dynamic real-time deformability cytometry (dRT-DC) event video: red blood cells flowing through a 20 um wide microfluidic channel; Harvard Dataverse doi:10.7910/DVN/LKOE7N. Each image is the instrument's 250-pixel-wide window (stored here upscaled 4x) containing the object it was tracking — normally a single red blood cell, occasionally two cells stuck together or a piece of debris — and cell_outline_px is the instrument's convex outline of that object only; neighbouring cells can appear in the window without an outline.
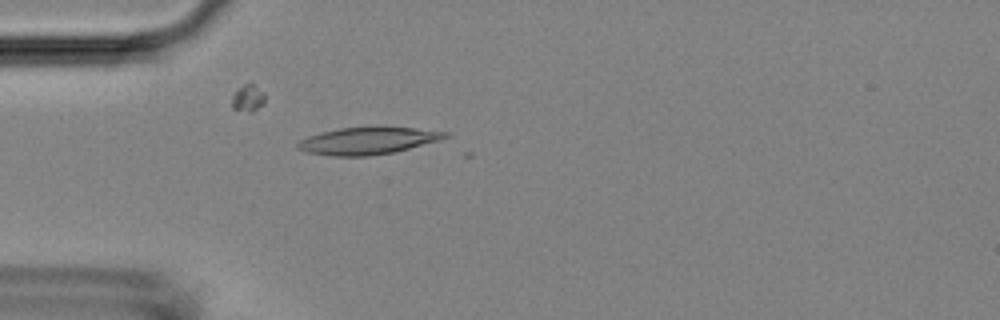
{"species": "Egyptian fruit bat (a non-hibernating species)", "species_latin": "Rousettus aegyptiacus", "temperature_condition": "room temperature", "stored_images_in_passage": 4, "camera_frame_rate_fps": 3000, "um_per_image_px": 0.085, "animal": {"sex": "female"}, "frame": {"image": 1, "passage_image": 4, "time_ms": 4.333, "image_size_px": [1000, 320], "cell_outline_px": [[448, 136], [440, 140], [396, 152], [368, 156], [332, 156], [304, 152], [296, 148], [296, 144], [300, 140], [308, 136], [320, 132], [340, 128], [416, 128], [448, 132]], "centroid_in_image_um": [31.22, 11.99], "position_along_channel_um": 53.8, "area_um2": 23.12}}